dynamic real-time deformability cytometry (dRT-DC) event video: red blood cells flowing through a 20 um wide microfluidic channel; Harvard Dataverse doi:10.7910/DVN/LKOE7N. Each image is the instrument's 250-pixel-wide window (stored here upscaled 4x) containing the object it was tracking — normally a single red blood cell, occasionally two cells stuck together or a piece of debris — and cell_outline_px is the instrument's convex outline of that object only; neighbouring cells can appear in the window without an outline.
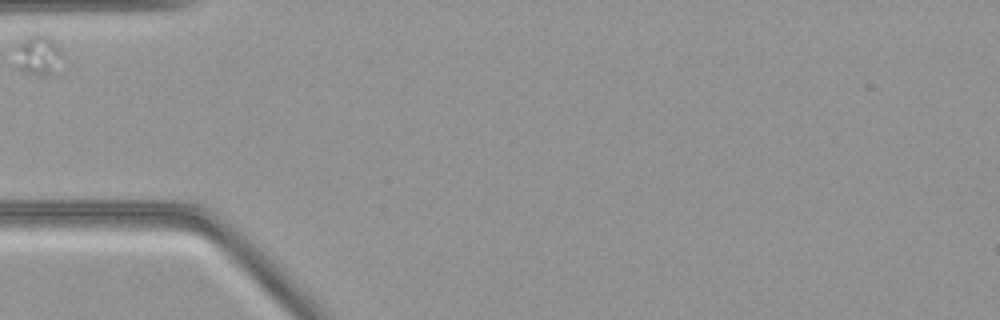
{"species": "common noctule bat (a hibernating species)", "species_latin": "Nyctalus noctula", "temperature_condition": "warm", "stored_images_in_passage": 25, "camera_frame_rate_fps": 3000, "um_per_image_px": 0.085, "animal": {"sex": "female", "body_mass_g": 21.9}, "frame": {"image": 1, "passage_image": 1, "time_ms": 0.0, "image_size_px": [1000, 320], "cell_outline_px": [[64, 56], [52, 72], [20, 72], [16, 68], [16, 44], [28, 36], [36, 32], [40, 32], [48, 36], [60, 48]], "centroid_in_image_um": [3.2, 4.59], "position_along_channel_um": 81.8, "area_um2": 10.75}}
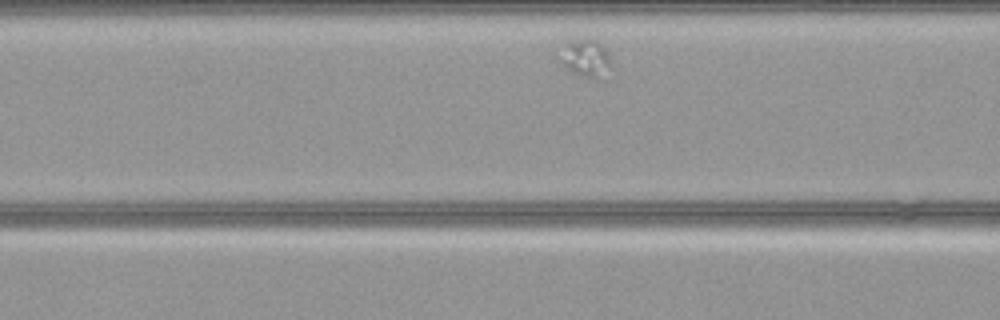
{"frame": {"image": 2, "passage_image": 4, "time_ms": 1.0, "image_size_px": [1000, 320], "cell_outline_px": [[608, 64], [596, 76], [588, 76], [572, 72], [564, 64], [564, 44], [568, 40], [588, 36], [592, 36], [604, 48], [608, 56]], "centroid_in_image_um": [49.74, 4.78], "position_along_channel_um": 116.9, "area_um2": 10.06}}
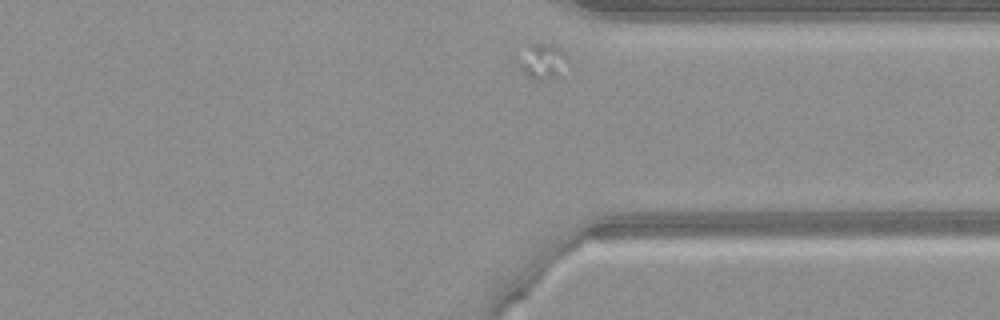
{"frame": {"image": 3, "passage_image": 25, "time_ms": 8.0, "image_size_px": [1000, 320], "cell_outline_px": [[572, 64], [556, 76], [540, 80], [536, 80], [528, 76], [516, 64], [528, 40], [552, 44], [560, 48], [568, 56]], "centroid_in_image_um": [46.13, 5.14], "position_along_channel_um": 365.3, "area_um2": 10.81}}